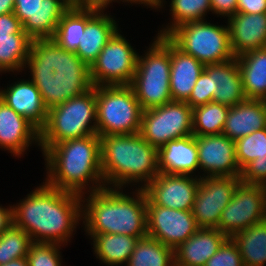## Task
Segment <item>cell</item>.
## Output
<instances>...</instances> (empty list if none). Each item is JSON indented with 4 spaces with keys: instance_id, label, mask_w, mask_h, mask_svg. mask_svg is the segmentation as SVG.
<instances>
[{
    "instance_id": "obj_1",
    "label": "cell",
    "mask_w": 266,
    "mask_h": 266,
    "mask_svg": "<svg viewBox=\"0 0 266 266\" xmlns=\"http://www.w3.org/2000/svg\"><path fill=\"white\" fill-rule=\"evenodd\" d=\"M82 199L81 195L43 182L18 205H13V223L33 242L65 245L82 218Z\"/></svg>"
},
{
    "instance_id": "obj_2",
    "label": "cell",
    "mask_w": 266,
    "mask_h": 266,
    "mask_svg": "<svg viewBox=\"0 0 266 266\" xmlns=\"http://www.w3.org/2000/svg\"><path fill=\"white\" fill-rule=\"evenodd\" d=\"M96 121V86L79 78L60 77L50 97L46 123L40 129V147L97 134Z\"/></svg>"
},
{
    "instance_id": "obj_3",
    "label": "cell",
    "mask_w": 266,
    "mask_h": 266,
    "mask_svg": "<svg viewBox=\"0 0 266 266\" xmlns=\"http://www.w3.org/2000/svg\"><path fill=\"white\" fill-rule=\"evenodd\" d=\"M41 149L48 174L45 183L49 186L82 197L90 182L89 193L105 187L98 134L69 139Z\"/></svg>"
},
{
    "instance_id": "obj_4",
    "label": "cell",
    "mask_w": 266,
    "mask_h": 266,
    "mask_svg": "<svg viewBox=\"0 0 266 266\" xmlns=\"http://www.w3.org/2000/svg\"><path fill=\"white\" fill-rule=\"evenodd\" d=\"M135 191L137 195L130 197L120 188L104 187L90 192L86 199L84 197L82 218L86 234H126L138 239L145 237L147 196L142 188Z\"/></svg>"
},
{
    "instance_id": "obj_5",
    "label": "cell",
    "mask_w": 266,
    "mask_h": 266,
    "mask_svg": "<svg viewBox=\"0 0 266 266\" xmlns=\"http://www.w3.org/2000/svg\"><path fill=\"white\" fill-rule=\"evenodd\" d=\"M100 152L105 187L144 181L143 189L159 174L158 149L140 133L100 136Z\"/></svg>"
},
{
    "instance_id": "obj_6",
    "label": "cell",
    "mask_w": 266,
    "mask_h": 266,
    "mask_svg": "<svg viewBox=\"0 0 266 266\" xmlns=\"http://www.w3.org/2000/svg\"><path fill=\"white\" fill-rule=\"evenodd\" d=\"M145 56L138 55L130 84L143 110L172 101L170 92V39L157 36Z\"/></svg>"
},
{
    "instance_id": "obj_7",
    "label": "cell",
    "mask_w": 266,
    "mask_h": 266,
    "mask_svg": "<svg viewBox=\"0 0 266 266\" xmlns=\"http://www.w3.org/2000/svg\"><path fill=\"white\" fill-rule=\"evenodd\" d=\"M143 109L130 85L96 86L97 134L140 133Z\"/></svg>"
},
{
    "instance_id": "obj_8",
    "label": "cell",
    "mask_w": 266,
    "mask_h": 266,
    "mask_svg": "<svg viewBox=\"0 0 266 266\" xmlns=\"http://www.w3.org/2000/svg\"><path fill=\"white\" fill-rule=\"evenodd\" d=\"M31 80H21L0 90V99L39 130L45 125L50 97L60 73L44 63L30 70Z\"/></svg>"
},
{
    "instance_id": "obj_9",
    "label": "cell",
    "mask_w": 266,
    "mask_h": 266,
    "mask_svg": "<svg viewBox=\"0 0 266 266\" xmlns=\"http://www.w3.org/2000/svg\"><path fill=\"white\" fill-rule=\"evenodd\" d=\"M184 53L204 65L233 59L229 27L196 21L182 24L167 36Z\"/></svg>"
},
{
    "instance_id": "obj_10",
    "label": "cell",
    "mask_w": 266,
    "mask_h": 266,
    "mask_svg": "<svg viewBox=\"0 0 266 266\" xmlns=\"http://www.w3.org/2000/svg\"><path fill=\"white\" fill-rule=\"evenodd\" d=\"M119 30L109 39L92 66L79 78L82 82L93 87L131 84L138 53Z\"/></svg>"
},
{
    "instance_id": "obj_11",
    "label": "cell",
    "mask_w": 266,
    "mask_h": 266,
    "mask_svg": "<svg viewBox=\"0 0 266 266\" xmlns=\"http://www.w3.org/2000/svg\"><path fill=\"white\" fill-rule=\"evenodd\" d=\"M140 135L156 149L171 140L193 135L192 108L187 102L171 101L143 110Z\"/></svg>"
},
{
    "instance_id": "obj_12",
    "label": "cell",
    "mask_w": 266,
    "mask_h": 266,
    "mask_svg": "<svg viewBox=\"0 0 266 266\" xmlns=\"http://www.w3.org/2000/svg\"><path fill=\"white\" fill-rule=\"evenodd\" d=\"M265 219L266 187L240 182L221 213L217 229L231 238L235 233Z\"/></svg>"
},
{
    "instance_id": "obj_13",
    "label": "cell",
    "mask_w": 266,
    "mask_h": 266,
    "mask_svg": "<svg viewBox=\"0 0 266 266\" xmlns=\"http://www.w3.org/2000/svg\"><path fill=\"white\" fill-rule=\"evenodd\" d=\"M71 6V0H15L13 13L42 50L54 37L59 21Z\"/></svg>"
},
{
    "instance_id": "obj_14",
    "label": "cell",
    "mask_w": 266,
    "mask_h": 266,
    "mask_svg": "<svg viewBox=\"0 0 266 266\" xmlns=\"http://www.w3.org/2000/svg\"><path fill=\"white\" fill-rule=\"evenodd\" d=\"M97 12L87 23L76 52L58 69L62 78H80L118 30L111 15Z\"/></svg>"
},
{
    "instance_id": "obj_15",
    "label": "cell",
    "mask_w": 266,
    "mask_h": 266,
    "mask_svg": "<svg viewBox=\"0 0 266 266\" xmlns=\"http://www.w3.org/2000/svg\"><path fill=\"white\" fill-rule=\"evenodd\" d=\"M97 12L72 5L59 21L54 37L42 49V63L58 70L76 52L86 23Z\"/></svg>"
},
{
    "instance_id": "obj_16",
    "label": "cell",
    "mask_w": 266,
    "mask_h": 266,
    "mask_svg": "<svg viewBox=\"0 0 266 266\" xmlns=\"http://www.w3.org/2000/svg\"><path fill=\"white\" fill-rule=\"evenodd\" d=\"M240 176H200V184L192 209L199 228H217L221 213L231 201Z\"/></svg>"
},
{
    "instance_id": "obj_17",
    "label": "cell",
    "mask_w": 266,
    "mask_h": 266,
    "mask_svg": "<svg viewBox=\"0 0 266 266\" xmlns=\"http://www.w3.org/2000/svg\"><path fill=\"white\" fill-rule=\"evenodd\" d=\"M147 235L175 249L191 237L199 227L192 211L147 205Z\"/></svg>"
},
{
    "instance_id": "obj_18",
    "label": "cell",
    "mask_w": 266,
    "mask_h": 266,
    "mask_svg": "<svg viewBox=\"0 0 266 266\" xmlns=\"http://www.w3.org/2000/svg\"><path fill=\"white\" fill-rule=\"evenodd\" d=\"M199 184L200 176L159 173L143 190L147 205L192 211Z\"/></svg>"
},
{
    "instance_id": "obj_19",
    "label": "cell",
    "mask_w": 266,
    "mask_h": 266,
    "mask_svg": "<svg viewBox=\"0 0 266 266\" xmlns=\"http://www.w3.org/2000/svg\"><path fill=\"white\" fill-rule=\"evenodd\" d=\"M199 169L207 177L241 176L236 159L235 141L223 134L195 136Z\"/></svg>"
},
{
    "instance_id": "obj_20",
    "label": "cell",
    "mask_w": 266,
    "mask_h": 266,
    "mask_svg": "<svg viewBox=\"0 0 266 266\" xmlns=\"http://www.w3.org/2000/svg\"><path fill=\"white\" fill-rule=\"evenodd\" d=\"M32 142L40 146V130L0 99V148L20 156Z\"/></svg>"
},
{
    "instance_id": "obj_21",
    "label": "cell",
    "mask_w": 266,
    "mask_h": 266,
    "mask_svg": "<svg viewBox=\"0 0 266 266\" xmlns=\"http://www.w3.org/2000/svg\"><path fill=\"white\" fill-rule=\"evenodd\" d=\"M228 27L235 57L266 47V13L237 12L228 19Z\"/></svg>"
},
{
    "instance_id": "obj_22",
    "label": "cell",
    "mask_w": 266,
    "mask_h": 266,
    "mask_svg": "<svg viewBox=\"0 0 266 266\" xmlns=\"http://www.w3.org/2000/svg\"><path fill=\"white\" fill-rule=\"evenodd\" d=\"M204 69L210 74L211 102L233 107L246 99L237 57L205 65Z\"/></svg>"
},
{
    "instance_id": "obj_23",
    "label": "cell",
    "mask_w": 266,
    "mask_h": 266,
    "mask_svg": "<svg viewBox=\"0 0 266 266\" xmlns=\"http://www.w3.org/2000/svg\"><path fill=\"white\" fill-rule=\"evenodd\" d=\"M228 238L217 228H199L174 249L175 266H205Z\"/></svg>"
},
{
    "instance_id": "obj_24",
    "label": "cell",
    "mask_w": 266,
    "mask_h": 266,
    "mask_svg": "<svg viewBox=\"0 0 266 266\" xmlns=\"http://www.w3.org/2000/svg\"><path fill=\"white\" fill-rule=\"evenodd\" d=\"M158 168L159 173L191 176L199 168L195 136L177 138L160 147Z\"/></svg>"
},
{
    "instance_id": "obj_25",
    "label": "cell",
    "mask_w": 266,
    "mask_h": 266,
    "mask_svg": "<svg viewBox=\"0 0 266 266\" xmlns=\"http://www.w3.org/2000/svg\"><path fill=\"white\" fill-rule=\"evenodd\" d=\"M42 63V50L27 34L0 37V72L31 70Z\"/></svg>"
},
{
    "instance_id": "obj_26",
    "label": "cell",
    "mask_w": 266,
    "mask_h": 266,
    "mask_svg": "<svg viewBox=\"0 0 266 266\" xmlns=\"http://www.w3.org/2000/svg\"><path fill=\"white\" fill-rule=\"evenodd\" d=\"M170 92L172 101L186 102L205 65L184 53L170 40Z\"/></svg>"
},
{
    "instance_id": "obj_27",
    "label": "cell",
    "mask_w": 266,
    "mask_h": 266,
    "mask_svg": "<svg viewBox=\"0 0 266 266\" xmlns=\"http://www.w3.org/2000/svg\"><path fill=\"white\" fill-rule=\"evenodd\" d=\"M266 128V103L263 100L245 99L229 107L222 134L236 140L254 131Z\"/></svg>"
},
{
    "instance_id": "obj_28",
    "label": "cell",
    "mask_w": 266,
    "mask_h": 266,
    "mask_svg": "<svg viewBox=\"0 0 266 266\" xmlns=\"http://www.w3.org/2000/svg\"><path fill=\"white\" fill-rule=\"evenodd\" d=\"M246 99L266 98V47L237 57Z\"/></svg>"
},
{
    "instance_id": "obj_29",
    "label": "cell",
    "mask_w": 266,
    "mask_h": 266,
    "mask_svg": "<svg viewBox=\"0 0 266 266\" xmlns=\"http://www.w3.org/2000/svg\"><path fill=\"white\" fill-rule=\"evenodd\" d=\"M90 236L94 242V254L107 266H118L127 263L138 241L137 237L126 234L108 233Z\"/></svg>"
},
{
    "instance_id": "obj_30",
    "label": "cell",
    "mask_w": 266,
    "mask_h": 266,
    "mask_svg": "<svg viewBox=\"0 0 266 266\" xmlns=\"http://www.w3.org/2000/svg\"><path fill=\"white\" fill-rule=\"evenodd\" d=\"M231 238L238 246L244 266H265L266 219L235 233Z\"/></svg>"
},
{
    "instance_id": "obj_31",
    "label": "cell",
    "mask_w": 266,
    "mask_h": 266,
    "mask_svg": "<svg viewBox=\"0 0 266 266\" xmlns=\"http://www.w3.org/2000/svg\"><path fill=\"white\" fill-rule=\"evenodd\" d=\"M127 266H175L174 249L146 235L136 242Z\"/></svg>"
},
{
    "instance_id": "obj_32",
    "label": "cell",
    "mask_w": 266,
    "mask_h": 266,
    "mask_svg": "<svg viewBox=\"0 0 266 266\" xmlns=\"http://www.w3.org/2000/svg\"><path fill=\"white\" fill-rule=\"evenodd\" d=\"M229 107L218 102H209L192 109L194 136L222 134Z\"/></svg>"
},
{
    "instance_id": "obj_33",
    "label": "cell",
    "mask_w": 266,
    "mask_h": 266,
    "mask_svg": "<svg viewBox=\"0 0 266 266\" xmlns=\"http://www.w3.org/2000/svg\"><path fill=\"white\" fill-rule=\"evenodd\" d=\"M170 5L172 24L160 30L158 36H168L182 24L203 21L207 12L211 11L210 0H171Z\"/></svg>"
},
{
    "instance_id": "obj_34",
    "label": "cell",
    "mask_w": 266,
    "mask_h": 266,
    "mask_svg": "<svg viewBox=\"0 0 266 266\" xmlns=\"http://www.w3.org/2000/svg\"><path fill=\"white\" fill-rule=\"evenodd\" d=\"M32 238L14 223L0 235V265L27 257Z\"/></svg>"
},
{
    "instance_id": "obj_35",
    "label": "cell",
    "mask_w": 266,
    "mask_h": 266,
    "mask_svg": "<svg viewBox=\"0 0 266 266\" xmlns=\"http://www.w3.org/2000/svg\"><path fill=\"white\" fill-rule=\"evenodd\" d=\"M236 159L240 170L266 151V128L235 140Z\"/></svg>"
},
{
    "instance_id": "obj_36",
    "label": "cell",
    "mask_w": 266,
    "mask_h": 266,
    "mask_svg": "<svg viewBox=\"0 0 266 266\" xmlns=\"http://www.w3.org/2000/svg\"><path fill=\"white\" fill-rule=\"evenodd\" d=\"M60 244L34 242L27 254L29 266H62Z\"/></svg>"
},
{
    "instance_id": "obj_37",
    "label": "cell",
    "mask_w": 266,
    "mask_h": 266,
    "mask_svg": "<svg viewBox=\"0 0 266 266\" xmlns=\"http://www.w3.org/2000/svg\"><path fill=\"white\" fill-rule=\"evenodd\" d=\"M205 266H244L236 243L228 238Z\"/></svg>"
},
{
    "instance_id": "obj_38",
    "label": "cell",
    "mask_w": 266,
    "mask_h": 266,
    "mask_svg": "<svg viewBox=\"0 0 266 266\" xmlns=\"http://www.w3.org/2000/svg\"><path fill=\"white\" fill-rule=\"evenodd\" d=\"M240 179L247 184L266 187V151L241 170Z\"/></svg>"
},
{
    "instance_id": "obj_39",
    "label": "cell",
    "mask_w": 266,
    "mask_h": 266,
    "mask_svg": "<svg viewBox=\"0 0 266 266\" xmlns=\"http://www.w3.org/2000/svg\"><path fill=\"white\" fill-rule=\"evenodd\" d=\"M186 102L192 109L211 102L210 74L205 69L200 74Z\"/></svg>"
},
{
    "instance_id": "obj_40",
    "label": "cell",
    "mask_w": 266,
    "mask_h": 266,
    "mask_svg": "<svg viewBox=\"0 0 266 266\" xmlns=\"http://www.w3.org/2000/svg\"><path fill=\"white\" fill-rule=\"evenodd\" d=\"M9 34H27L19 18L13 13L0 15V37Z\"/></svg>"
},
{
    "instance_id": "obj_41",
    "label": "cell",
    "mask_w": 266,
    "mask_h": 266,
    "mask_svg": "<svg viewBox=\"0 0 266 266\" xmlns=\"http://www.w3.org/2000/svg\"><path fill=\"white\" fill-rule=\"evenodd\" d=\"M214 14L226 16L228 19L237 13L238 0H210Z\"/></svg>"
},
{
    "instance_id": "obj_42",
    "label": "cell",
    "mask_w": 266,
    "mask_h": 266,
    "mask_svg": "<svg viewBox=\"0 0 266 266\" xmlns=\"http://www.w3.org/2000/svg\"><path fill=\"white\" fill-rule=\"evenodd\" d=\"M237 12L245 14L266 13V0H238Z\"/></svg>"
},
{
    "instance_id": "obj_43",
    "label": "cell",
    "mask_w": 266,
    "mask_h": 266,
    "mask_svg": "<svg viewBox=\"0 0 266 266\" xmlns=\"http://www.w3.org/2000/svg\"><path fill=\"white\" fill-rule=\"evenodd\" d=\"M112 1L114 2L115 0H71L72 5L75 7L99 12H104L103 10L107 8Z\"/></svg>"
},
{
    "instance_id": "obj_44",
    "label": "cell",
    "mask_w": 266,
    "mask_h": 266,
    "mask_svg": "<svg viewBox=\"0 0 266 266\" xmlns=\"http://www.w3.org/2000/svg\"><path fill=\"white\" fill-rule=\"evenodd\" d=\"M9 207L0 206V235L13 224V206Z\"/></svg>"
},
{
    "instance_id": "obj_45",
    "label": "cell",
    "mask_w": 266,
    "mask_h": 266,
    "mask_svg": "<svg viewBox=\"0 0 266 266\" xmlns=\"http://www.w3.org/2000/svg\"><path fill=\"white\" fill-rule=\"evenodd\" d=\"M122 2H130L131 4L137 3V4H144L146 6H150L153 8H160L163 7V0H121Z\"/></svg>"
},
{
    "instance_id": "obj_46",
    "label": "cell",
    "mask_w": 266,
    "mask_h": 266,
    "mask_svg": "<svg viewBox=\"0 0 266 266\" xmlns=\"http://www.w3.org/2000/svg\"><path fill=\"white\" fill-rule=\"evenodd\" d=\"M15 0H0V15L14 11Z\"/></svg>"
},
{
    "instance_id": "obj_47",
    "label": "cell",
    "mask_w": 266,
    "mask_h": 266,
    "mask_svg": "<svg viewBox=\"0 0 266 266\" xmlns=\"http://www.w3.org/2000/svg\"><path fill=\"white\" fill-rule=\"evenodd\" d=\"M0 266H29L27 257H22L19 259L11 260Z\"/></svg>"
}]
</instances>
